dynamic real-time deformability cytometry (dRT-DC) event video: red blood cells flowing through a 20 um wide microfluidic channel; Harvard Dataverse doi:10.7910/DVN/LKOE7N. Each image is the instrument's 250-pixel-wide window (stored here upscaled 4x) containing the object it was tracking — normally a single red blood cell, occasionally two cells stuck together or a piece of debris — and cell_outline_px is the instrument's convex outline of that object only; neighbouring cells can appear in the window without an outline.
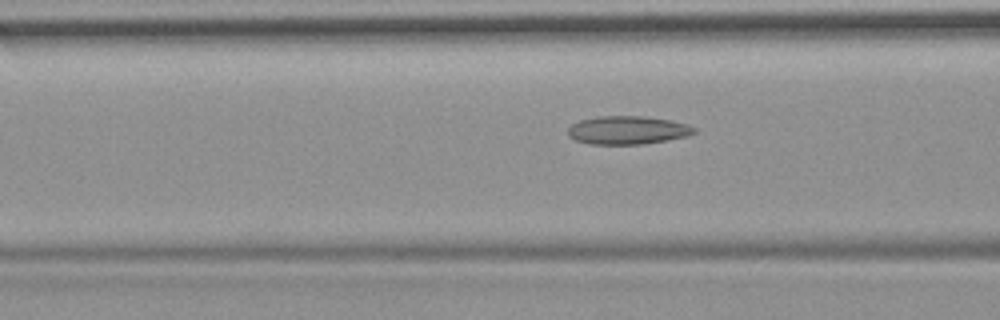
{"species": "common noctule bat (a hibernating species)", "species_latin": "Nyctalus noctula", "temperature_condition": "room temperature", "stored_images_in_passage": 14, "camera_frame_rate_fps": 3000, "um_per_image_px": 0.085, "animal": {"sex": "female", "body_mass_g": 19.9}, "frame": {"image": 1, "passage_image": 8, "time_ms": 2.333, "image_size_px": [1000, 320], "cell_outline_px": [[696, 132], [688, 136], [668, 140], [644, 144], [588, 144], [576, 140], [568, 136], [568, 128], [572, 124], [580, 120], [596, 116], [644, 116], [672, 120], [688, 124], [696, 128]], "centroid_in_image_um": [53.36, 11.06], "position_along_channel_um": 113.2, "area_um2": 21.04}}
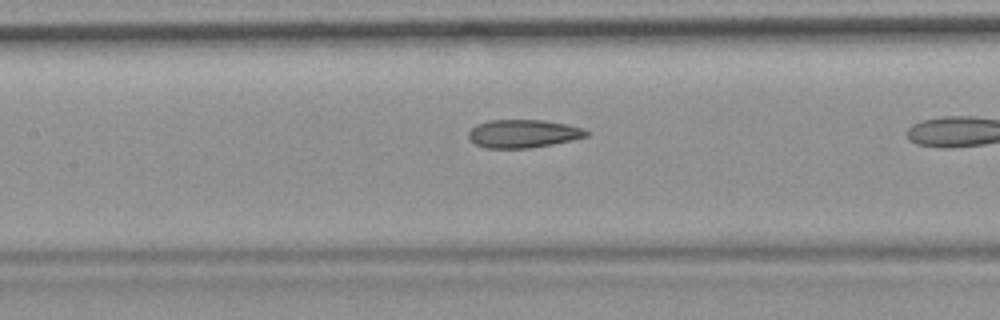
{"frame": {"image": 2, "passage_image": 12, "time_ms": 3.667, "image_size_px": [1000, 320], "cell_outline_px": [[592, 132], [588, 136], [572, 140], [552, 144], [528, 148], [484, 148], [468, 140], [468, 132], [476, 124], [492, 120], [544, 120], [568, 124], [584, 128]], "centroid_in_image_um": [44.49, 11.36], "position_along_channel_um": 162.9, "area_um2": 19.54}}